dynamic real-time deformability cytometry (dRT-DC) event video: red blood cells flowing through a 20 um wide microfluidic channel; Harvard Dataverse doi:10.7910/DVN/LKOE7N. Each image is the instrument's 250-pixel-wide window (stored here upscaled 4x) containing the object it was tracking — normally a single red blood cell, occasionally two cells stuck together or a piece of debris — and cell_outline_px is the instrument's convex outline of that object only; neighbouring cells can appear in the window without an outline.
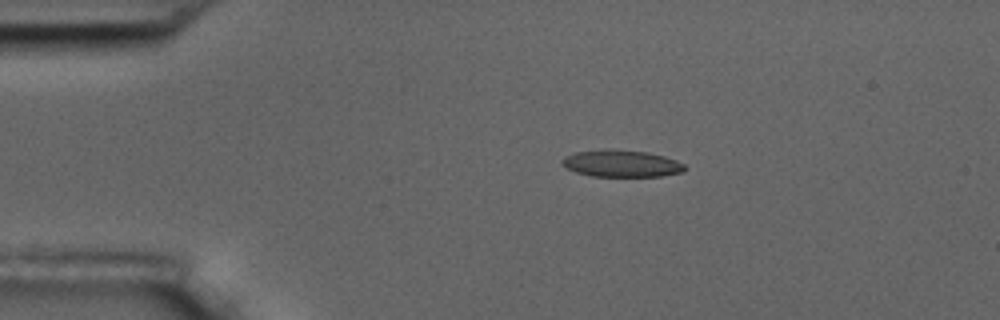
{"species": "common noctule bat (a hibernating species)", "species_latin": "Nyctalus noctula", "temperature_condition": "room temperature", "stored_images_in_passage": 8, "camera_frame_rate_fps": 3000, "um_per_image_px": 0.085, "animal": {"sex": "male", "body_mass_g": 17.5, "forearm_length_mm": 52.3}, "frame": {"image": 1, "passage_image": 4, "time_ms": 3.333, "image_size_px": [1000, 320], "cell_outline_px": [[688, 168], [684, 172], [660, 176], [592, 176], [576, 172], [568, 168], [560, 160], [564, 156], [576, 152], [604, 148], [608, 148], [648, 152], [664, 156], [676, 160], [684, 164]], "centroid_in_image_um": [52.85, 13.88], "position_along_channel_um": 32.2, "area_um2": 19.42}}
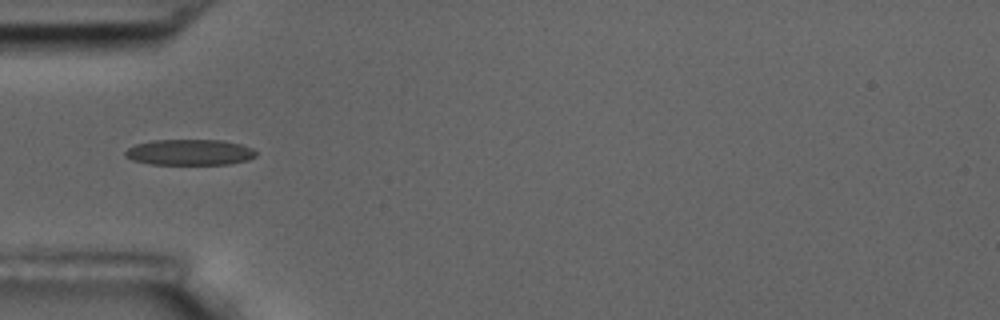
{"frame": {"image": 2, "passage_image": 6, "time_ms": 5.667, "image_size_px": [1000, 320], "cell_outline_px": [[256, 156], [248, 160], [228, 164], [148, 164], [132, 160], [124, 156], [124, 152], [128, 148], [136, 144], [152, 140], [224, 140], [240, 144], [252, 148], [256, 152]], "centroid_in_image_um": [16.1, 12.94], "position_along_channel_um": 68.9, "area_um2": 19.77}}